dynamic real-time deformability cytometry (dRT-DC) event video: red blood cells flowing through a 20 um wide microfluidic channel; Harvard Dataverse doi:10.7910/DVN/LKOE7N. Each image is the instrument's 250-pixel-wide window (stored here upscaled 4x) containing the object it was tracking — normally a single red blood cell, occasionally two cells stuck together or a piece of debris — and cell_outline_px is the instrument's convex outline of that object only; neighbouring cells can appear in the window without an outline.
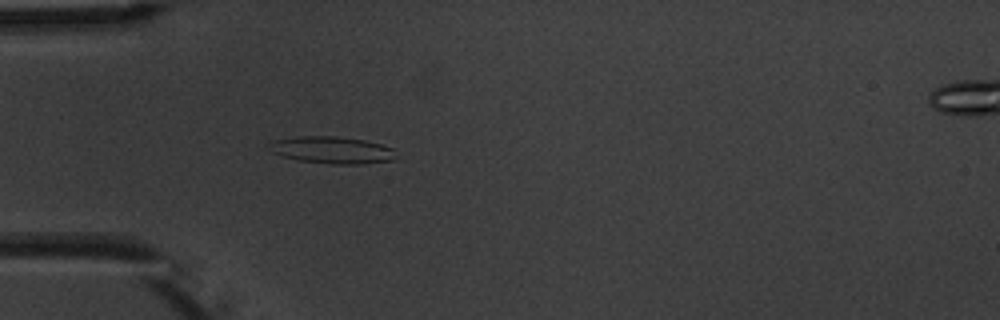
{"species": "common noctule bat (a hibernating species)", "species_latin": "Nyctalus noctula", "temperature_condition": "warm", "stored_images_in_passage": 3, "segment_of_instrument_passage": [1, 2], "camera_frame_rate_fps": 3000, "um_per_image_px": 0.085, "animal": {"sex": "male", "body_mass_g": 20.1, "forearm_length_mm": 53.5}, "frame": {"image": 1, "passage_image": 2, "time_ms": 1.333, "image_size_px": [1000, 320], "cell_outline_px": [[392, 160], [364, 164], [332, 164], [296, 160], [272, 152], [268, 144], [276, 140], [296, 136], [336, 136], [364, 140], [380, 144], [392, 148]], "centroid_in_image_um": [28.18, 12.75], "position_along_channel_um": 56.8, "area_um2": 19.71}}